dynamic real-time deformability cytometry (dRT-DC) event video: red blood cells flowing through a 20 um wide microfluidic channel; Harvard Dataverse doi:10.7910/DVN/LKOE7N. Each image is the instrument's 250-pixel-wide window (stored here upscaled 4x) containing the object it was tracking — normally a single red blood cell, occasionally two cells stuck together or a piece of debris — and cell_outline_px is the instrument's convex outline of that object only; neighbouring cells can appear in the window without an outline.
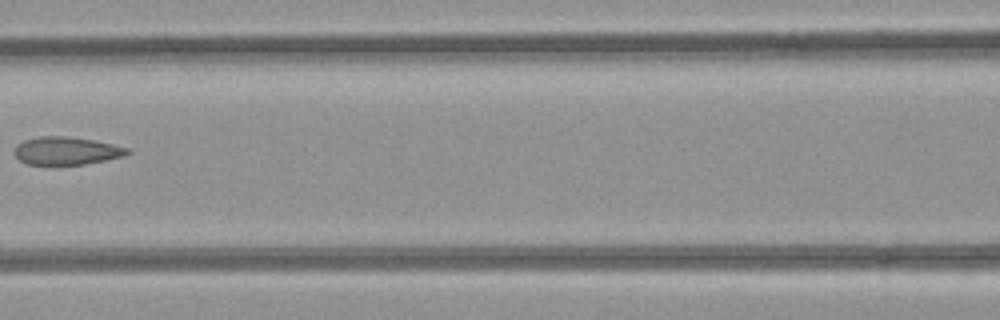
{"species": "common noctule bat (a hibernating species)", "species_latin": "Nyctalus noctula", "temperature_condition": "room temperature", "stored_images_in_passage": 8, "camera_frame_rate_fps": 3000, "um_per_image_px": 0.085, "animal": {"sex": "female", "body_mass_g": 21.9}, "frame": {"image": 1, "passage_image": 6, "time_ms": 1.667, "image_size_px": [1000, 320], "cell_outline_px": [[132, 152], [124, 156], [84, 164], [28, 164], [20, 160], [16, 156], [16, 144], [24, 140], [40, 136], [64, 136], [92, 140], [112, 144], [128, 148]], "centroid_in_image_um": [5.66, 12.81], "position_along_channel_um": 160.9, "area_um2": 18.03}}
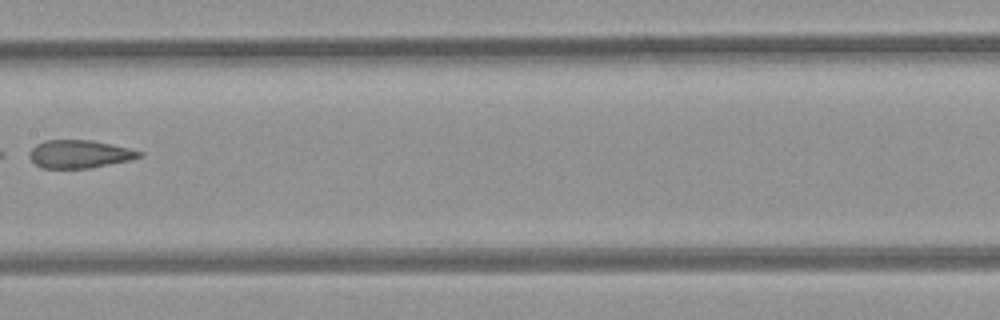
{"frame": {"image": 2, "passage_image": 7, "time_ms": 2.0, "image_size_px": [1000, 320], "cell_outline_px": [[144, 156], [128, 160], [92, 168], [40, 168], [28, 156], [28, 152], [36, 144], [44, 140], [92, 140], [112, 144], [144, 152]], "centroid_in_image_um": [6.75, 13.09], "position_along_channel_um": 200.7, "area_um2": 18.03}}
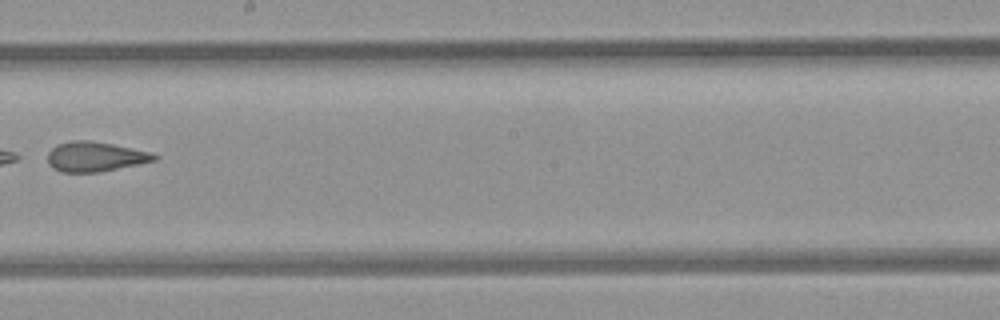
{"frame": {"image": 3, "passage_image": 8, "time_ms": 2.333, "image_size_px": [1000, 320], "cell_outline_px": [[160, 156], [156, 160], [100, 172], [60, 172], [52, 168], [48, 164], [48, 152], [56, 144], [72, 140], [88, 140], [112, 144], [152, 152]], "centroid_in_image_um": [8.07, 13.31], "position_along_channel_um": 240.1, "area_um2": 18.61}}